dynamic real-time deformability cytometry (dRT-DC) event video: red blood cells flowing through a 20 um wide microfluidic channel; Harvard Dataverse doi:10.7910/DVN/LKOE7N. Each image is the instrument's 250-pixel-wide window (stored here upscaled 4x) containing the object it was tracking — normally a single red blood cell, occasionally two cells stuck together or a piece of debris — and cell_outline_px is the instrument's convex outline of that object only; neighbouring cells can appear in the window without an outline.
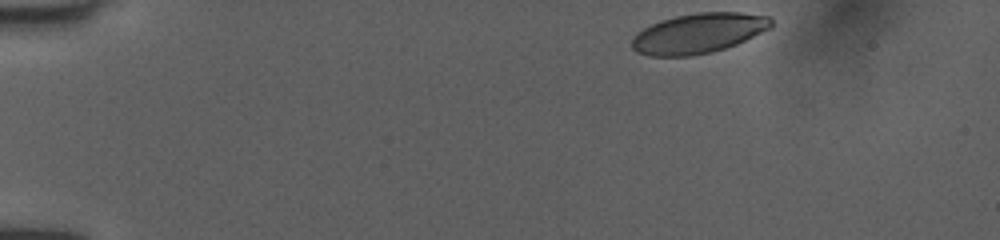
{"species": "human", "species_latin": "Homo sapiens", "temperature_condition": "room temperature", "stored_images_in_passage": 35, "camera_frame_rate_fps": 3000, "um_per_image_px": 0.085, "donor": {"sex": "female"}, "frame": {"image": 1, "passage_image": 1, "time_ms": 0.0, "image_size_px": [1000, 240], "cell_outline_px": [[772, 28], [736, 44], [712, 52], [692, 56], [648, 56], [636, 52], [632, 48], [632, 40], [636, 32], [660, 20], [676, 16], [696, 12], [740, 12], [768, 16], [772, 20]], "centroid_in_image_um": [59.36, 2.83], "position_along_channel_um": 25.6, "area_um2": 32.6}}
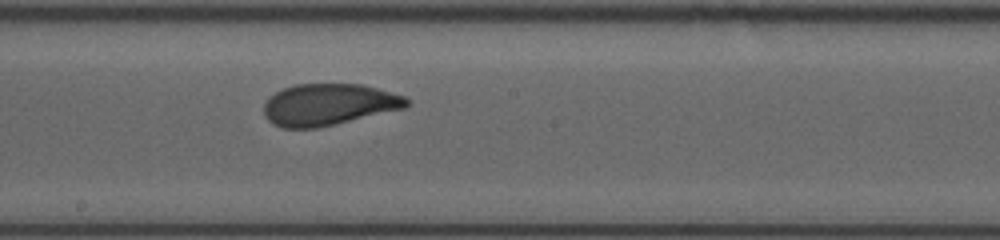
{"frame": {"image": 2, "passage_image": 19, "time_ms": 6.0, "image_size_px": [1000, 240], "cell_outline_px": [[412, 100], [408, 108], [316, 128], [284, 128], [268, 120], [264, 116], [264, 104], [268, 96], [284, 88], [296, 84], [360, 84], [376, 88], [404, 96]], "centroid_in_image_um": [27.97, 8.89], "position_along_channel_um": 220.2, "area_um2": 34.74}}
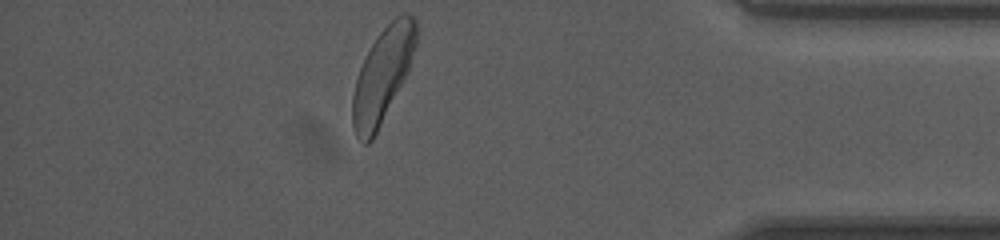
{"frame": {"image": 3, "passage_image": 35, "time_ms": 11.333, "image_size_px": [1000, 240], "cell_outline_px": [[416, 44], [408, 68], [372, 140], [368, 144], [364, 144], [356, 136], [352, 128], [352, 96], [356, 80], [360, 68], [376, 36], [400, 12], [404, 12], [412, 16], [416, 20]], "centroid_in_image_um": [32.49, 6.38], "position_along_channel_um": 402.7, "area_um2": 33.93}, "authors_computed_cell_mechanics": {"area_um2": 35.0846, "velocity_mm_per_s": 3.9981, "shape_relaxation_time_tau1_ms": 3.2164, "shape_relaxation_time_tau2_ms": 0.7831, "deformation_change_tau1": 0.142, "deformation_change_tau2": 0.0659}}